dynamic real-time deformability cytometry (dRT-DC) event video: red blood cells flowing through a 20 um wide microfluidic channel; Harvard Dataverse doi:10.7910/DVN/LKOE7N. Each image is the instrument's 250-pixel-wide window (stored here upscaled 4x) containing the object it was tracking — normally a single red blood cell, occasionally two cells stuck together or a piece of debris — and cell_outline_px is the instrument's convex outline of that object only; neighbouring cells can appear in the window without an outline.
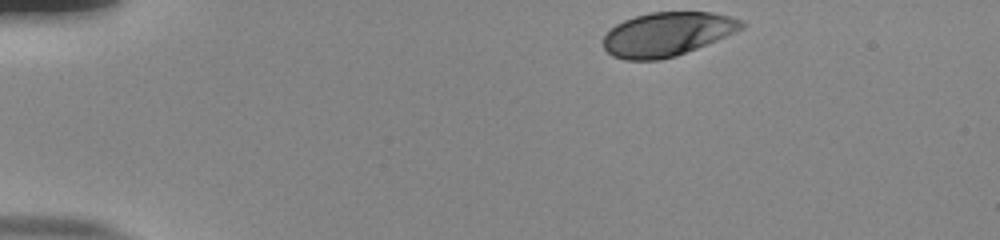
{"species": "human", "species_latin": "Homo sapiens", "temperature_condition": "room temperature", "stored_images_in_passage": 38, "camera_frame_rate_fps": 3000, "um_per_image_px": 0.085, "donor": {"sex": "male"}, "frame": {"image": 1, "passage_image": 1, "time_ms": 0.0, "image_size_px": [1000, 240], "cell_outline_px": [[744, 28], [716, 40], [676, 56], [660, 60], [624, 60], [612, 56], [604, 48], [604, 36], [608, 28], [624, 20], [648, 12], [712, 12], [744, 20]], "centroid_in_image_um": [56.68, 2.9], "position_along_channel_um": 28.3, "area_um2": 35.37}}
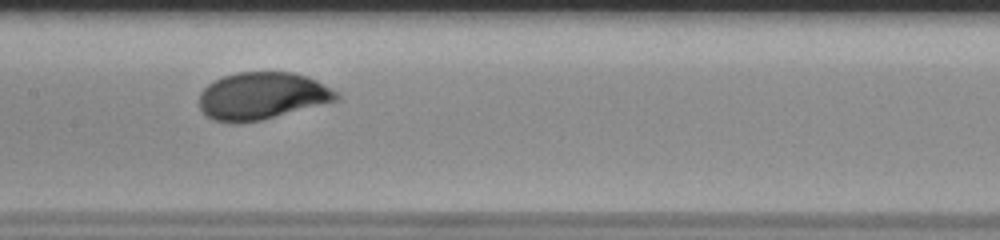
{"frame": {"image": 2, "passage_image": 20, "time_ms": 6.333, "image_size_px": [1000, 240], "cell_outline_px": [[340, 96], [336, 100], [264, 120], [240, 124], [236, 124], [212, 120], [200, 108], [200, 92], [208, 84], [224, 76], [236, 72], [292, 72], [316, 80], [336, 92]], "centroid_in_image_um": [22.23, 8.17], "position_along_channel_um": 185.2, "area_um2": 37.63}}
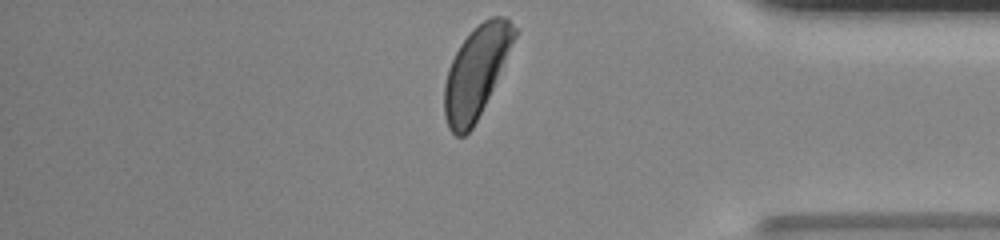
{"frame": {"image": 3, "passage_image": 38, "time_ms": 12.333, "image_size_px": [1000, 240], "cell_outline_px": [[516, 36], [492, 88], [472, 128], [464, 136], [456, 136], [448, 128], [444, 116], [444, 84], [448, 68], [460, 44], [484, 20], [492, 16], [508, 16], [516, 28]], "centroid_in_image_um": [40.45, 6.12], "position_along_channel_um": 394.8, "area_um2": 36.24}, "authors_computed_cell_mechanics": {"area_um2": 36.9631, "velocity_mm_per_s": 3.8039, "shape_relaxation_time_tau1_ms": 4.3598, "shape_relaxation_time_tau2_ms": null, "deformation_change_tau1": 0.2086, "deformation_change_tau2": null}}